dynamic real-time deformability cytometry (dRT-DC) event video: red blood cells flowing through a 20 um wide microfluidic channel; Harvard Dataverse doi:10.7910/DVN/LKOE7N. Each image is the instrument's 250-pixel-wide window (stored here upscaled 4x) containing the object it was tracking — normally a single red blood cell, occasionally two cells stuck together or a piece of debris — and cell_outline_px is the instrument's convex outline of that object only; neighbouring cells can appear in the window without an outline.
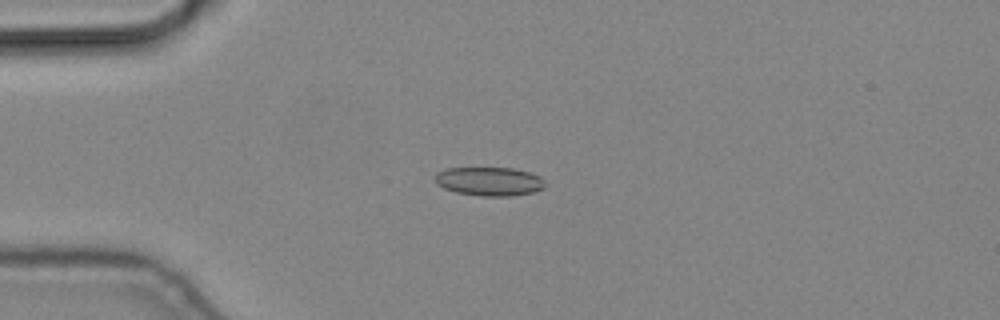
{"species": "common noctule bat (a hibernating species)", "species_latin": "Nyctalus noctula", "temperature_condition": "cold", "stored_images_in_passage": 5, "camera_frame_rate_fps": 3000, "um_per_image_px": 0.085, "animal": {"sex": "male", "body_mass_g": 19.2, "forearm_length_mm": 51.8}, "frame": {"image": 1, "passage_image": 4, "time_ms": 1.0, "image_size_px": [1000, 320], "cell_outline_px": [[544, 188], [532, 192], [512, 196], [484, 196], [456, 192], [444, 188], [436, 184], [436, 172], [448, 168], [512, 168], [528, 172], [540, 176], [544, 180]], "centroid_in_image_um": [41.59, 15.41], "position_along_channel_um": 43.4, "area_um2": 18.32}}